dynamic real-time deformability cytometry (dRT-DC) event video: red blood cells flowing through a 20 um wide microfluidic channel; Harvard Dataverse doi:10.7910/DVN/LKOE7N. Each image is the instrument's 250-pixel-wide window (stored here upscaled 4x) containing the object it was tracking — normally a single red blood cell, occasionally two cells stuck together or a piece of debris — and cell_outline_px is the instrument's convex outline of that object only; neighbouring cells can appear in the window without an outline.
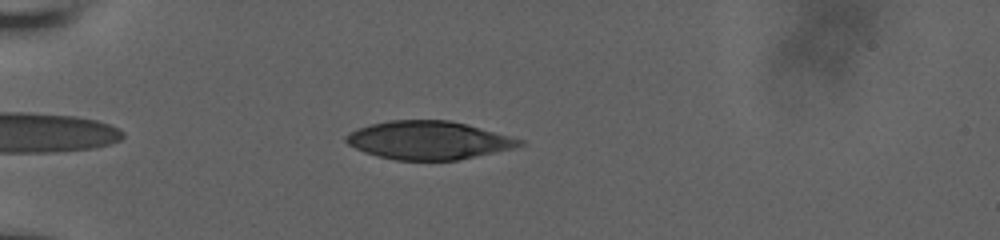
{"species": "human", "species_latin": "Homo sapiens", "temperature_condition": "room temperature", "stored_images_in_passage": 44, "camera_frame_rate_fps": 3000, "um_per_image_px": 0.085, "donor": {"sex": "male"}, "frame": {"image": 1, "passage_image": 5, "time_ms": 1.333, "image_size_px": [1000, 240], "cell_outline_px": [[524, 144], [512, 148], [456, 160], [396, 160], [364, 152], [348, 144], [344, 140], [344, 136], [348, 132], [372, 124], [388, 120], [448, 120], [464, 124], [524, 140]], "centroid_in_image_um": [36.37, 11.92], "position_along_channel_um": 48.6, "area_um2": 38.09}}
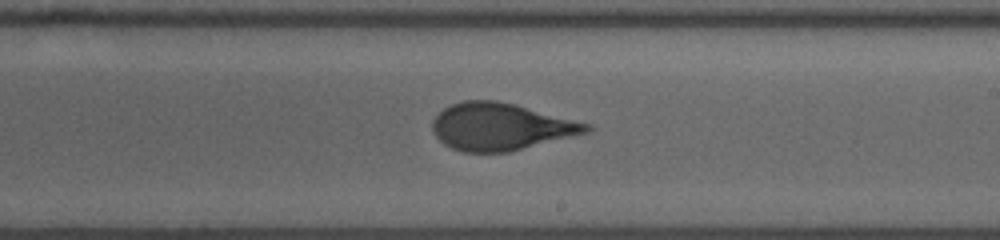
{"frame": {"image": 2, "passage_image": 23, "time_ms": 7.333, "image_size_px": [1000, 240], "cell_outline_px": [[592, 128], [588, 132], [508, 152], [464, 152], [452, 148], [444, 144], [432, 132], [432, 120], [444, 108], [452, 104], [464, 100], [496, 100], [592, 124]], "centroid_in_image_um": [42.53, 10.77], "position_along_channel_um": 246.5, "area_um2": 41.91}}
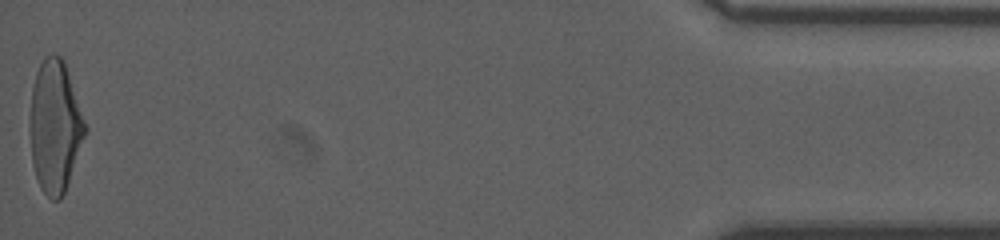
{"frame": {"image": 3, "passage_image": 44, "time_ms": 14.333, "image_size_px": [1000, 240], "cell_outline_px": [[88, 128], [64, 192], [60, 200], [52, 200], [40, 188], [32, 164], [32, 88], [36, 72], [44, 56], [52, 52], [60, 56], [64, 60]], "centroid_in_image_um": [4.71, 10.71], "position_along_channel_um": 430.5, "area_um2": 41.73}, "authors_computed_cell_mechanics": {"area_um2": 41.905, "velocity_mm_per_s": 3.832, "shape_relaxation_time_tau1_ms": 4.9061, "shape_relaxation_time_tau2_ms": 0.6596, "deformation_change_tau1": 0.1897, "deformation_change_tau2": 0.0683}}